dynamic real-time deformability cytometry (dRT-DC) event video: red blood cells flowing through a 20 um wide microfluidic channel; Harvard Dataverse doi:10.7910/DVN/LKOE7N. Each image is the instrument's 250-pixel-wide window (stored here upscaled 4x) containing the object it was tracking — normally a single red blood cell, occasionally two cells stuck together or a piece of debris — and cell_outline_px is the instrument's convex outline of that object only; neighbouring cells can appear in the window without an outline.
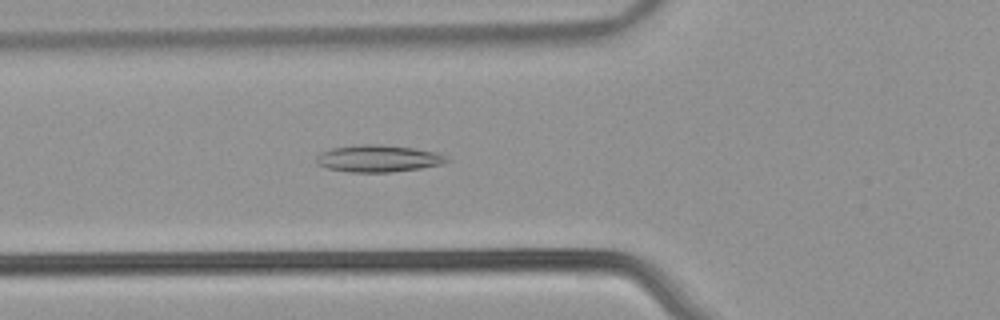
{"species": "common noctule bat (a hibernating species)", "species_latin": "Nyctalus noctula", "temperature_condition": "warm", "stored_images_in_passage": 53, "camera_frame_rate_fps": 3000, "um_per_image_px": 0.085, "animal": {"sex": "male", "body_mass_g": 21.5, "forearm_length_mm": 52.0}, "frame": {"image": 1, "passage_image": 19, "time_ms": 6.0, "image_size_px": [1000, 320], "cell_outline_px": [[452, 160], [444, 164], [420, 168], [392, 172], [348, 172], [328, 168], [316, 164], [316, 156], [332, 148], [364, 144], [376, 144], [412, 148], [436, 152]], "centroid_in_image_um": [32.17, 13.48], "position_along_channel_um": 93.6, "area_um2": 20.35}}
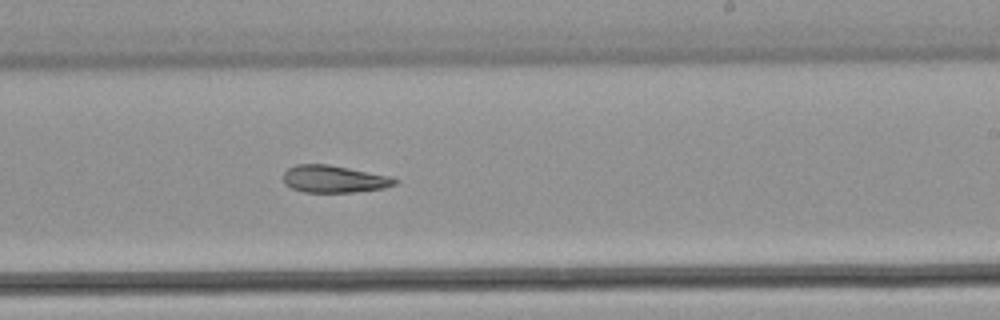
{"frame": {"image": 2, "passage_image": 32, "time_ms": 10.333, "image_size_px": [1000, 320], "cell_outline_px": [[400, 180], [396, 184], [384, 188], [352, 192], [304, 192], [292, 188], [284, 184], [284, 172], [288, 168], [296, 164], [328, 164], [388, 176]], "centroid_in_image_um": [28.37, 15.22], "position_along_channel_um": 260.6, "area_um2": 17.57}}
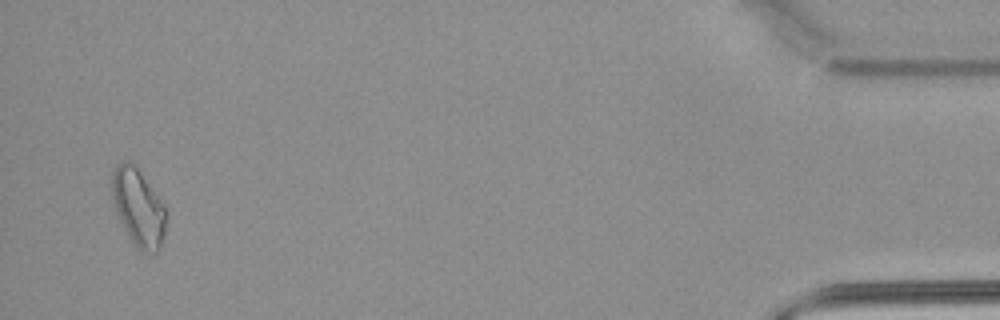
{"frame": {"image": 3, "passage_image": 51, "time_ms": 16.667, "image_size_px": [1000, 320], "cell_outline_px": [[168, 212], [164, 232], [160, 248], [156, 252], [140, 252], [136, 248], [128, 236], [124, 228], [116, 208], [112, 196], [112, 172], [116, 164], [124, 160], [132, 164], [140, 172], [164, 204]], "centroid_in_image_um": [11.78, 17.66], "position_along_channel_um": 423.4, "area_um2": 24.16}, "authors_computed_cell_mechanics": {"area_um2": 20.1144, "velocity_mm_per_s": 3.8571, "shape_relaxation_time_tau1_ms": null, "shape_relaxation_time_tau2_ms": 7.002, "deformation_change_tau1": null, "deformation_change_tau2": 0.1644}}